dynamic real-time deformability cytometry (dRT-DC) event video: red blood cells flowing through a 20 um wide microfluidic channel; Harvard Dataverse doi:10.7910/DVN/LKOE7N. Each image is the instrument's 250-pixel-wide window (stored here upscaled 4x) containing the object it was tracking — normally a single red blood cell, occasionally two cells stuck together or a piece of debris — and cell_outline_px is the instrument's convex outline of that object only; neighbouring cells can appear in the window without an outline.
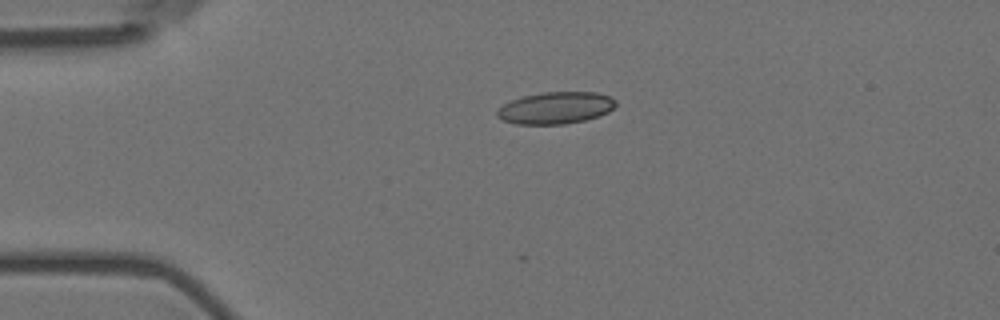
{"species": "Egyptian fruit bat (a non-hibernating species)", "species_latin": "Rousettus aegyptiacus", "temperature_condition": "room temperature", "stored_images_in_passage": 34, "camera_frame_rate_fps": 3000, "um_per_image_px": 0.085, "animal": {"sex": "female"}, "frame": {"image": 1, "passage_image": 2, "time_ms": 0.333, "image_size_px": [1000, 320], "cell_outline_px": [[616, 104], [608, 112], [600, 116], [584, 120], [564, 124], [516, 124], [504, 120], [496, 116], [496, 112], [504, 104], [512, 100], [524, 96], [540, 92], [596, 92], [608, 96], [616, 100]], "centroid_in_image_um": [47.24, 9.17], "position_along_channel_um": 37.8, "area_um2": 21.96}}
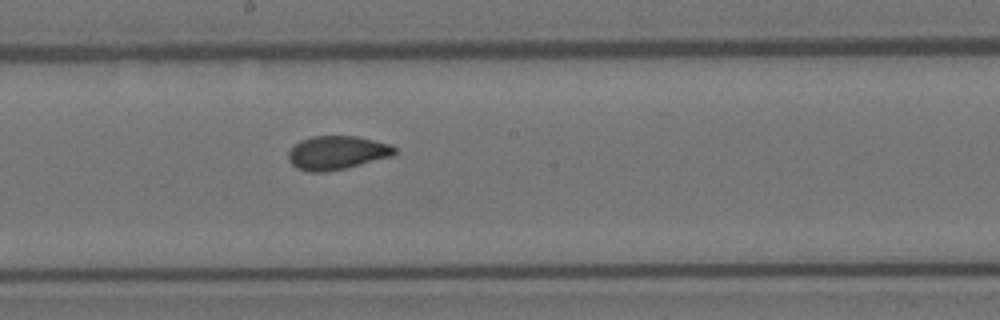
{"frame": {"image": 2, "passage_image": 20, "time_ms": 6.333, "image_size_px": [1000, 320], "cell_outline_px": [[396, 152], [392, 156], [344, 168], [324, 172], [308, 172], [296, 168], [288, 160], [288, 152], [300, 140], [312, 136], [356, 136], [392, 144], [396, 148]], "centroid_in_image_um": [28.63, 12.97], "position_along_channel_um": 219.6, "area_um2": 20.81}}
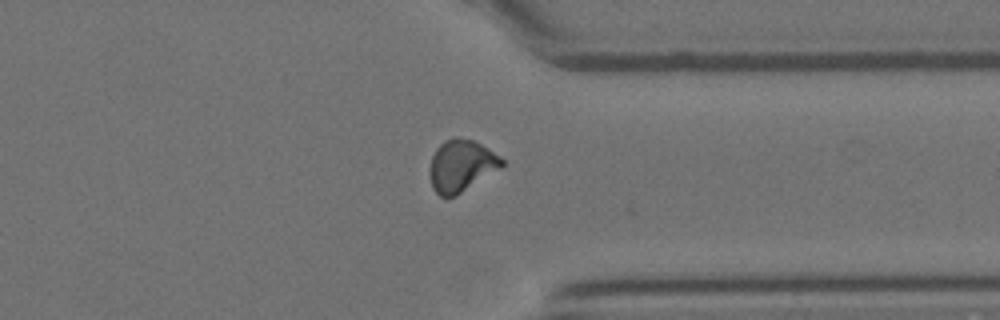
{"frame": {"image": 3, "passage_image": 33, "time_ms": 10.667, "image_size_px": [1000, 320], "cell_outline_px": [[504, 164], [500, 168], [456, 196], [440, 196], [432, 188], [432, 156], [436, 148], [444, 140], [456, 136], [472, 140], [488, 148], [500, 156], [504, 160]], "centroid_in_image_um": [39.24, 14.06], "position_along_channel_um": 372.2, "area_um2": 21.39}, "authors_computed_cell_mechanics": {"area_um2": 20.9525, "velocity_mm_per_s": 3.5775, "shape_relaxation_time_tau1_ms": 9.2585, "shape_relaxation_time_tau2_ms": 1.3701, "deformation_change_tau1": 0.1932, "deformation_change_tau2": 0.0664}}